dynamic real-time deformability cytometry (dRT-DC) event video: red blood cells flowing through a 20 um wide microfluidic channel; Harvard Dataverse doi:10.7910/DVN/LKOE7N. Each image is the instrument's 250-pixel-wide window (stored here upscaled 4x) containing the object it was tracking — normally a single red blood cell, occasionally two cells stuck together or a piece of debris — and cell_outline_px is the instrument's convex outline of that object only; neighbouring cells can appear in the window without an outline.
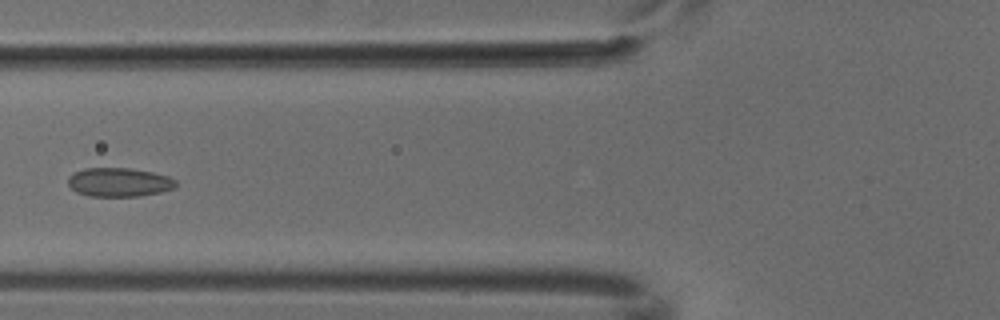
{"species": "common noctule bat (a hibernating species)", "species_latin": "Nyctalus noctula", "temperature_condition": "cold", "stored_images_in_passage": 7, "camera_frame_rate_fps": 3000, "um_per_image_px": 0.085, "animal": {"sex": "male", "body_mass_g": 18.8}, "frame": {"image": 1, "passage_image": 6, "time_ms": 1.667, "image_size_px": [1000, 320], "cell_outline_px": [[176, 184], [172, 188], [160, 192], [140, 196], [88, 196], [76, 192], [68, 184], [68, 176], [84, 168], [128, 168], [152, 172], [168, 176], [176, 180]], "centroid_in_image_um": [10.1, 15.49], "position_along_channel_um": 115.7, "area_um2": 18.03}}
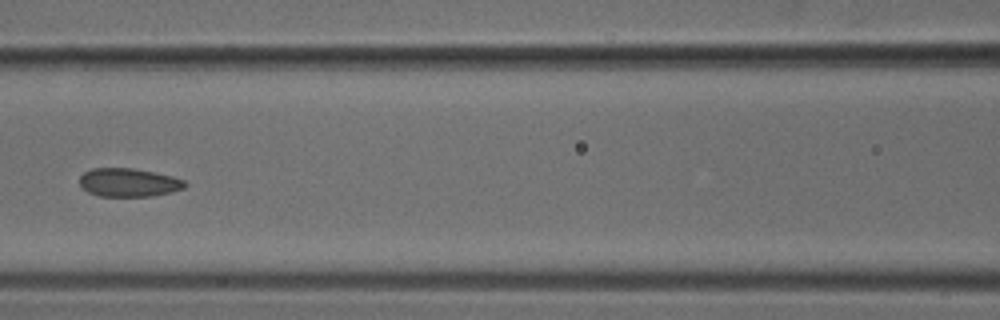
{"frame": {"image": 2, "passage_image": 7, "time_ms": 2.0, "image_size_px": [1000, 320], "cell_outline_px": [[188, 184], [184, 188], [172, 192], [152, 196], [100, 196], [88, 192], [80, 184], [80, 176], [84, 172], [92, 168], [132, 168], [172, 176], [184, 180]], "centroid_in_image_um": [10.95, 15.51], "position_along_channel_um": 155.7, "area_um2": 17.4}}